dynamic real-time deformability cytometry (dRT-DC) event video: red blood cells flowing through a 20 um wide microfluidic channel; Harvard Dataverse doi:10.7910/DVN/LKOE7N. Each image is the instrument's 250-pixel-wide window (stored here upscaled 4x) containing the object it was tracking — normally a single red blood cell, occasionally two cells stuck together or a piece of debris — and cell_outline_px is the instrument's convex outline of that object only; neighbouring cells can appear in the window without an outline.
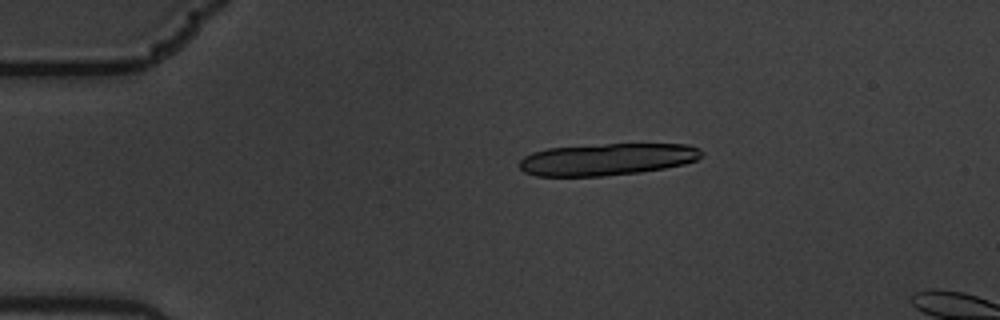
{"species": "common noctule bat (a hibernating species)", "species_latin": "Nyctalus noctula", "temperature_condition": "warm", "stored_images_in_passage": 6, "camera_frame_rate_fps": 3000, "um_per_image_px": 0.085, "animal": {"sex": "male", "body_mass_g": 19.5, "forearm_length_mm": 54.6}, "frame": {"image": 1, "passage_image": 4, "time_ms": 1.0, "image_size_px": [1000, 320], "cell_outline_px": [[704, 152], [696, 160], [684, 164], [664, 168], [640, 172], [604, 176], [536, 176], [524, 172], [520, 168], [520, 160], [524, 156], [532, 152], [548, 148], [604, 144], [688, 144], [700, 148]], "centroid_in_image_um": [51.6, 13.54], "position_along_channel_um": 33.4, "area_um2": 33.99}}